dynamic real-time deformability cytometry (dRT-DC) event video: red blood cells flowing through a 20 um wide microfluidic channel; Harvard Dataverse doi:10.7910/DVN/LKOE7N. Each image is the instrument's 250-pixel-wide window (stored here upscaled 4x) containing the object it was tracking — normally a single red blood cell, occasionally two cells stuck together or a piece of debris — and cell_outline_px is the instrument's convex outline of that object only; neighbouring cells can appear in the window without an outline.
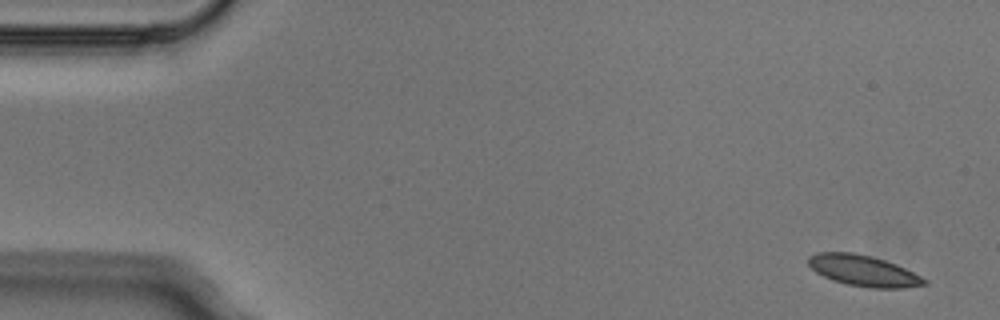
{"species": "Egyptian fruit bat (a non-hibernating species)", "species_latin": "Rousettus aegyptiacus", "temperature_condition": "cold", "stored_images_in_passage": 7, "camera_frame_rate_fps": 3000, "um_per_image_px": 0.085, "animal": {"sex": "male"}, "frame": {"image": 1, "passage_image": 1, "time_ms": 0.0, "image_size_px": [1000, 320], "cell_outline_px": [[928, 284], [900, 288], [872, 288], [848, 284], [832, 280], [816, 272], [808, 264], [808, 256], [816, 252], [852, 252], [872, 256], [896, 264], [928, 280]], "centroid_in_image_um": [73.37, 23.0], "position_along_channel_um": 11.6, "area_um2": 20.81}}
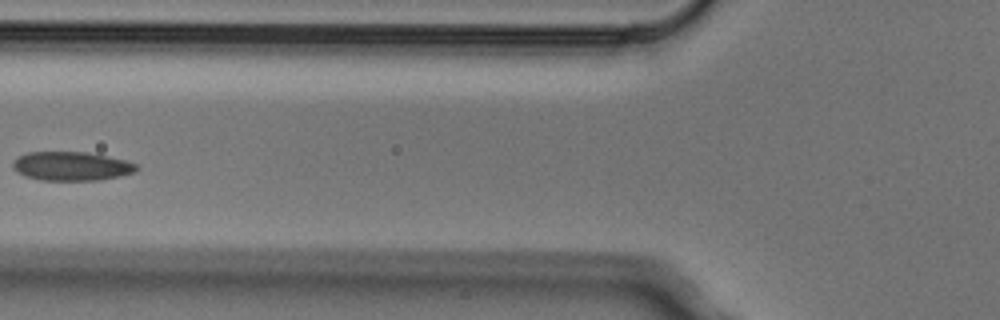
{"frame": {"image": 2, "passage_image": 6, "time_ms": 1.667, "image_size_px": [1000, 320], "cell_outline_px": [[140, 168], [136, 172], [120, 176], [100, 180], [40, 180], [24, 176], [16, 172], [12, 168], [12, 164], [20, 156], [28, 152], [88, 152], [128, 160], [136, 164]], "centroid_in_image_um": [6.12, 14.13], "position_along_channel_um": 119.7, "area_um2": 21.04}}
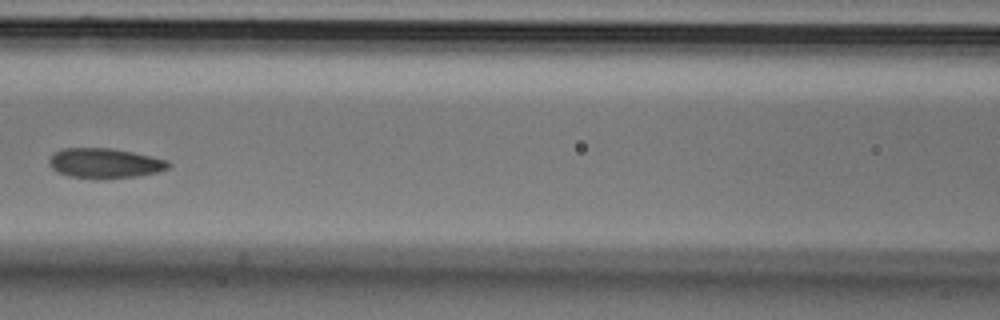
{"frame": {"image": 3, "passage_image": 7, "time_ms": 2.0, "image_size_px": [1000, 320], "cell_outline_px": [[172, 164], [168, 168], [156, 172], [136, 176], [68, 176], [52, 168], [48, 164], [48, 160], [60, 148], [112, 148], [152, 156], [168, 160]], "centroid_in_image_um": [8.92, 13.82], "position_along_channel_um": 157.7, "area_um2": 20.0}}